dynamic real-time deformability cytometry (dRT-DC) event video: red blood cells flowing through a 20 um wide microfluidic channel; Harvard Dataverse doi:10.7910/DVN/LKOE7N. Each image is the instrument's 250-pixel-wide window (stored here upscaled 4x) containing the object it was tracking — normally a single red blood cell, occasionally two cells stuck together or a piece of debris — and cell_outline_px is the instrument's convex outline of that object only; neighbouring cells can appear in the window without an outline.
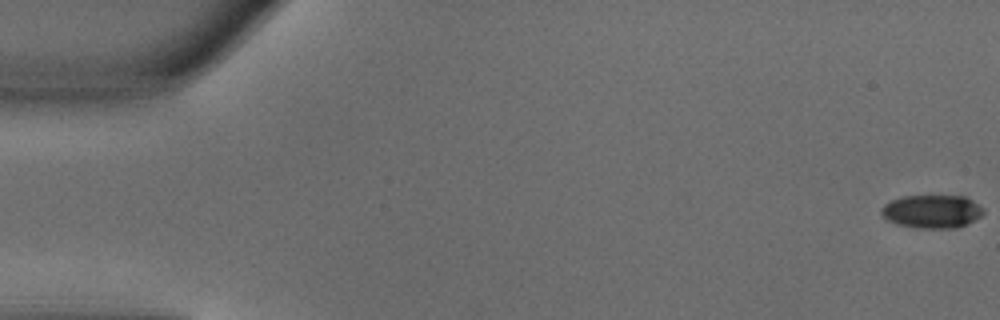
{"species": "common noctule bat (a hibernating species)", "species_latin": "Nyctalus noctula", "temperature_condition": "warm", "stored_images_in_passage": 50, "camera_frame_rate_fps": 3000, "um_per_image_px": 0.085, "animal": {"sex": "male", "body_mass_g": 18.8}, "frame": {"image": 1, "passage_image": 1, "time_ms": 0.0, "image_size_px": [1000, 320], "cell_outline_px": [[984, 212], [980, 216], [968, 224], [956, 228], [916, 228], [896, 224], [888, 220], [880, 212], [880, 208], [884, 204], [892, 200], [904, 196], [964, 196], [972, 200], [984, 208]], "centroid_in_image_um": [79.22, 17.98], "position_along_channel_um": 5.8, "area_um2": 19.83}}
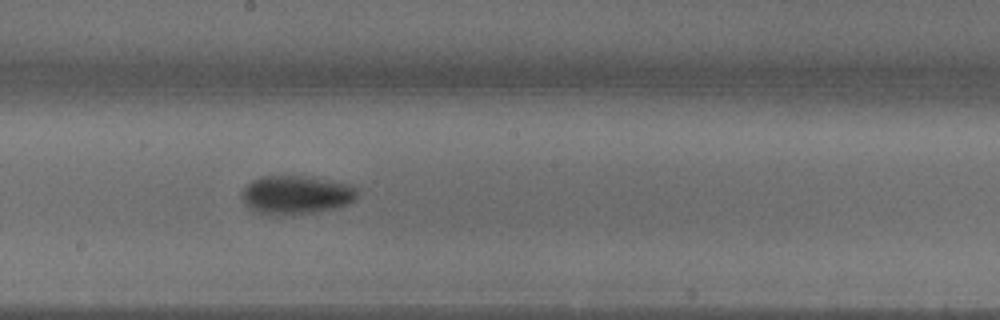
{"frame": {"image": 2, "passage_image": 28, "time_ms": 9.0, "image_size_px": [1000, 320], "cell_outline_px": [[356, 196], [348, 204], [332, 208], [312, 212], [280, 216], [252, 212], [248, 208], [240, 196], [240, 192], [252, 180], [260, 176], [304, 176], [352, 184], [356, 188]], "centroid_in_image_um": [25.09, 16.57], "position_along_channel_um": 223.1, "area_um2": 26.07}}
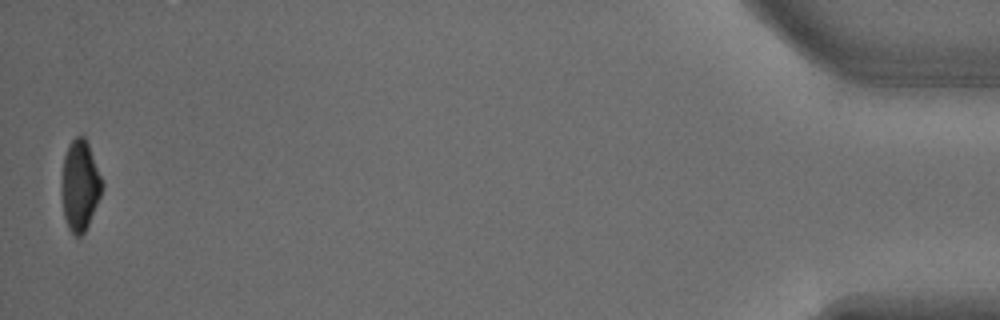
{"frame": {"image": 3, "passage_image": 50, "time_ms": 16.333, "image_size_px": [1000, 320], "cell_outline_px": [[104, 184], [100, 196], [88, 224], [84, 232], [80, 236], [76, 236], [68, 228], [64, 216], [60, 192], [60, 184], [64, 156], [72, 140], [76, 136], [84, 136], [88, 144]], "centroid_in_image_um": [6.77, 15.77], "position_along_channel_um": 428.4, "area_um2": 21.27}, "authors_computed_cell_mechanics": {"area_um2": 23.0333, "velocity_mm_per_s": 4.0706, "shape_relaxation_time_tau1_ms": 3.3448, "shape_relaxation_time_tau2_ms": null, "deformation_change_tau1": 0.1863, "deformation_change_tau2": null}}